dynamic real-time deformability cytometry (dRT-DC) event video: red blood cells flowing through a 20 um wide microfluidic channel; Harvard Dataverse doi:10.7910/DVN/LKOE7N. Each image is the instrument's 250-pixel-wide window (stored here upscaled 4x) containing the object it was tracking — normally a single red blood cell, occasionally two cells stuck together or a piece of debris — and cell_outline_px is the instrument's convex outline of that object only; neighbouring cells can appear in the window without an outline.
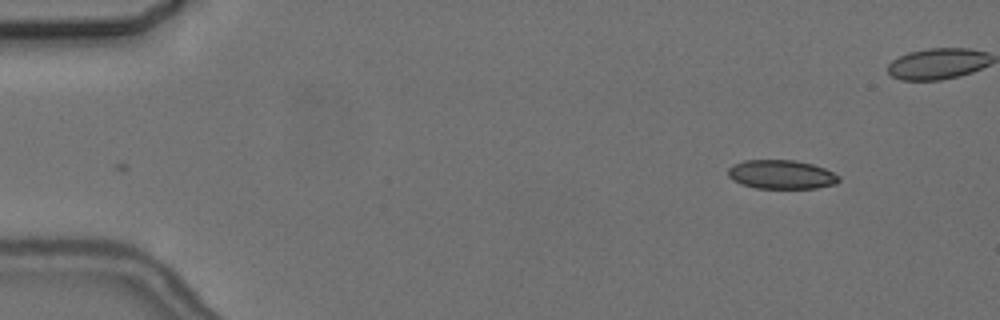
{"species": "common noctule bat (a hibernating species)", "species_latin": "Nyctalus noctula", "temperature_condition": "cold", "stored_images_in_passage": 5, "camera_frame_rate_fps": 3000, "um_per_image_px": 0.085, "animal": {"sex": "female", "body_mass_g": 24.6, "forearm_length_mm": 56.2}, "frame": {"image": 1, "passage_image": 1, "time_ms": 0.0, "image_size_px": [1000, 320], "cell_outline_px": [[840, 180], [836, 184], [816, 188], [756, 188], [740, 184], [732, 180], [728, 176], [728, 168], [732, 164], [744, 160], [796, 160], [812, 164], [824, 168], [840, 176]], "centroid_in_image_um": [66.39, 14.83], "position_along_channel_um": 18.6, "area_um2": 18.84}}